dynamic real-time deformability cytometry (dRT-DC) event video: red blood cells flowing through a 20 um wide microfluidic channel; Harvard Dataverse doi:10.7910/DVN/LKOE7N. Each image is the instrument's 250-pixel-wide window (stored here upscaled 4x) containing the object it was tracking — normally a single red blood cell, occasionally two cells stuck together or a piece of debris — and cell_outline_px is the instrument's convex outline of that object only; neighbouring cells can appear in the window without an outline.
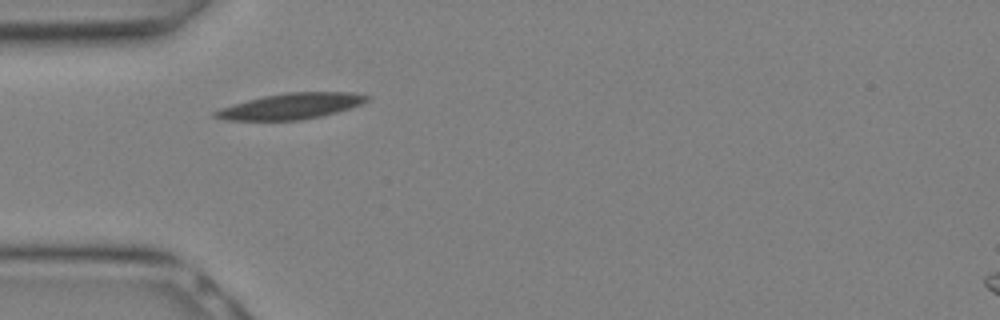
{"species": "Egyptian fruit bat (a non-hibernating species)", "species_latin": "Rousettus aegyptiacus", "temperature_condition": "warm", "stored_images_in_passage": 6, "camera_frame_rate_fps": 3000, "um_per_image_px": 0.085, "animal": {"sex": "female"}, "frame": {"image": 1, "passage_image": 1, "time_ms": 0.0, "image_size_px": [1000, 320], "cell_outline_px": [[368, 100], [360, 104], [336, 112], [320, 116], [300, 120], [228, 120], [212, 116], [212, 112], [220, 108], [248, 100], [264, 96], [284, 92], [352, 92], [368, 96]], "centroid_in_image_um": [24.7, 9.02], "position_along_channel_um": 60.3, "area_um2": 22.54}}
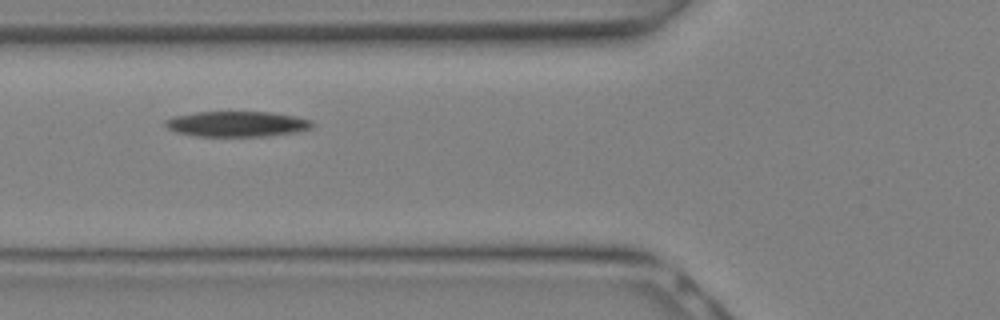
{"frame": {"image": 2, "passage_image": 3, "time_ms": 0.667, "image_size_px": [1000, 320], "cell_outline_px": [[316, 124], [312, 128], [296, 132], [264, 136], [196, 136], [176, 132], [168, 128], [164, 124], [164, 120], [172, 116], [196, 112], [272, 112], [312, 120]], "centroid_in_image_um": [20.13, 10.53], "position_along_channel_um": 105.7, "area_um2": 21.85}}
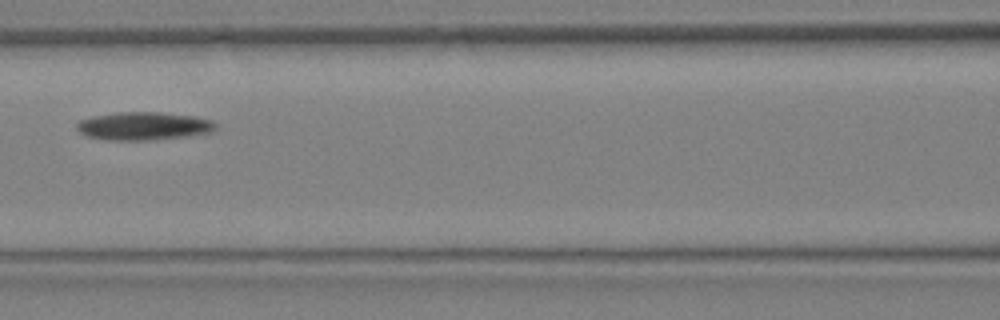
{"frame": {"image": 3, "passage_image": 5, "time_ms": 1.333, "image_size_px": [1000, 320], "cell_outline_px": [[216, 132], [184, 136], [148, 140], [108, 140], [88, 136], [80, 132], [76, 128], [76, 124], [80, 120], [92, 116], [116, 112], [160, 112], [196, 116], [212, 120], [216, 124]], "centroid_in_image_um": [12.23, 10.7], "position_along_channel_um": 154.4, "area_um2": 22.83}}